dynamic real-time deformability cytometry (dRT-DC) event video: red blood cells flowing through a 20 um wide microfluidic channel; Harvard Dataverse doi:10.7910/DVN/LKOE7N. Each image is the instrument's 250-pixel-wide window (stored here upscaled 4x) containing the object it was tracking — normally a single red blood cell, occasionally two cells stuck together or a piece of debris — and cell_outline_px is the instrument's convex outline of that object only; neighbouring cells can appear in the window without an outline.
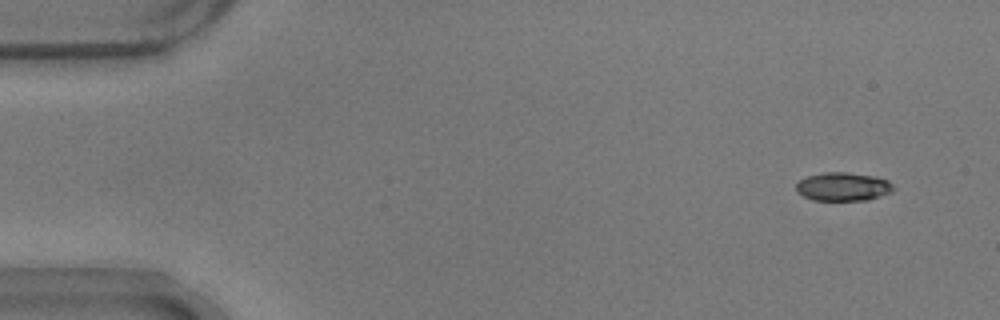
{"species": "common noctule bat (a hibernating species)", "species_latin": "Nyctalus noctula", "temperature_condition": "warm", "stored_images_in_passage": 36, "camera_frame_rate_fps": 3000, "um_per_image_px": 0.085, "animal": {"sex": "male", "body_mass_g": 17.9}, "frame": {"image": 1, "passage_image": 1, "time_ms": 0.0, "image_size_px": [1000, 320], "cell_outline_px": [[896, 188], [892, 192], [868, 200], [812, 200], [796, 192], [796, 184], [800, 180], [808, 176], [824, 172], [848, 172], [872, 176], [888, 180]], "centroid_in_image_um": [71.67, 15.87], "position_along_channel_um": 13.3, "area_um2": 16.18}}
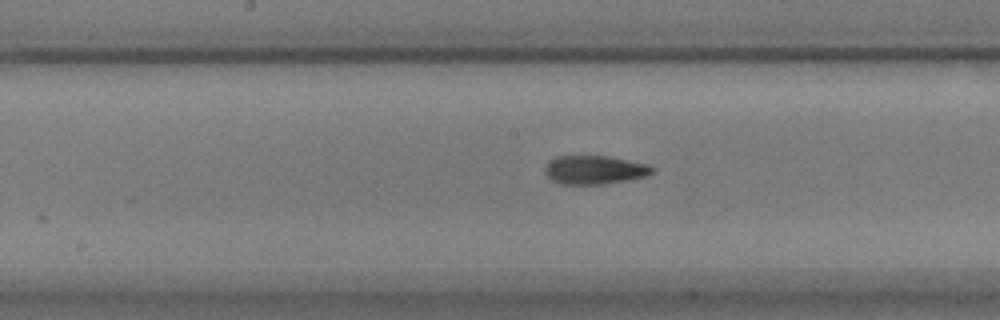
{"frame": {"image": 2, "passage_image": 25, "time_ms": 8.0, "image_size_px": [1000, 320], "cell_outline_px": [[656, 172], [648, 176], [628, 180], [604, 184], [560, 184], [552, 180], [544, 172], [544, 168], [548, 160], [556, 156], [608, 156], [648, 164], [656, 168]], "centroid_in_image_um": [50.56, 14.44], "position_along_channel_um": 197.6, "area_um2": 18.21}}
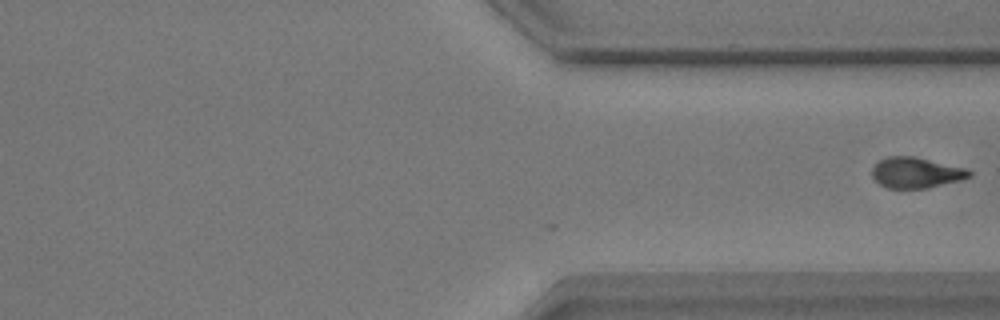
{"frame": {"image": 3, "passage_image": 36, "time_ms": 11.667, "image_size_px": [1000, 320], "cell_outline_px": [[972, 176], [960, 180], [928, 188], [888, 188], [880, 184], [872, 176], [872, 168], [880, 160], [888, 156], [916, 156], [964, 168], [972, 172]], "centroid_in_image_um": [77.86, 14.67], "position_along_channel_um": 333.5, "area_um2": 17.28}}